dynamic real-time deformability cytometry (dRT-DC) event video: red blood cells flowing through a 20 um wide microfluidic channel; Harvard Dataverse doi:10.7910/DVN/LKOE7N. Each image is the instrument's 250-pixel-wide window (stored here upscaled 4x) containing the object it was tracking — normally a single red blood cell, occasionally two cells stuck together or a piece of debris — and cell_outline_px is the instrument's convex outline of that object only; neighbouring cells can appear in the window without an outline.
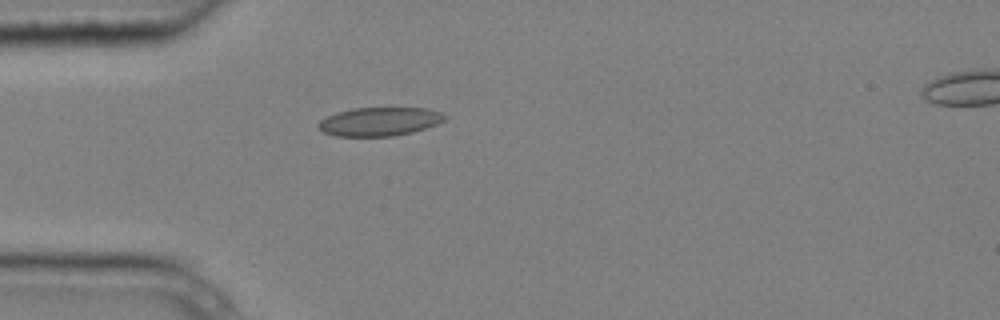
{"species": "common noctule bat (a hibernating species)", "species_latin": "Nyctalus noctula", "temperature_condition": "cold", "stored_images_in_passage": 3, "camera_frame_rate_fps": 3000, "um_per_image_px": 0.085, "animal": {"sex": "male", "body_mass_g": 20.4}, "frame": {"image": 1, "passage_image": 3, "time_ms": 0.667, "image_size_px": [1000, 320], "cell_outline_px": [[448, 116], [444, 120], [436, 124], [412, 132], [392, 136], [336, 136], [324, 132], [316, 124], [320, 120], [336, 112], [352, 108], [428, 108], [440, 112]], "centroid_in_image_um": [32.25, 10.32], "position_along_channel_um": 52.8, "area_um2": 20.98}}